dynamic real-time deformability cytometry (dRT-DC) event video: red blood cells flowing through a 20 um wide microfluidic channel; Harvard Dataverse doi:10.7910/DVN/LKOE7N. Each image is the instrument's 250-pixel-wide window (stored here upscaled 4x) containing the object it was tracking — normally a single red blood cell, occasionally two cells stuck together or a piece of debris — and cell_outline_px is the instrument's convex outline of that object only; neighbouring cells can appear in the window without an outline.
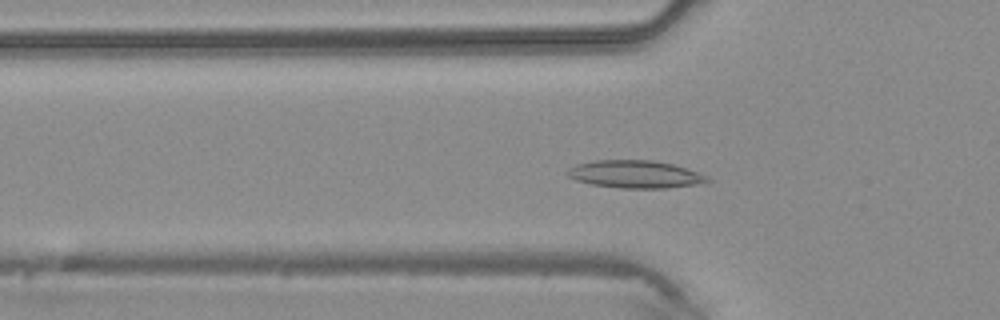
{"species": "common noctule bat (a hibernating species)", "species_latin": "Nyctalus noctula", "temperature_condition": "warm", "stored_images_in_passage": 43, "camera_frame_rate_fps": 3000, "um_per_image_px": 0.085, "animal": {"sex": "male", "body_mass_g": 20.4}, "frame": {"image": 1, "passage_image": 14, "time_ms": 4.333, "image_size_px": [1000, 320], "cell_outline_px": [[712, 180], [704, 184], [668, 188], [620, 188], [592, 184], [576, 180], [568, 176], [564, 172], [568, 168], [576, 164], [592, 160], [652, 160], [672, 164], [708, 176]], "centroid_in_image_um": [53.99, 14.81], "position_along_channel_um": 71.8, "area_um2": 22.72}}
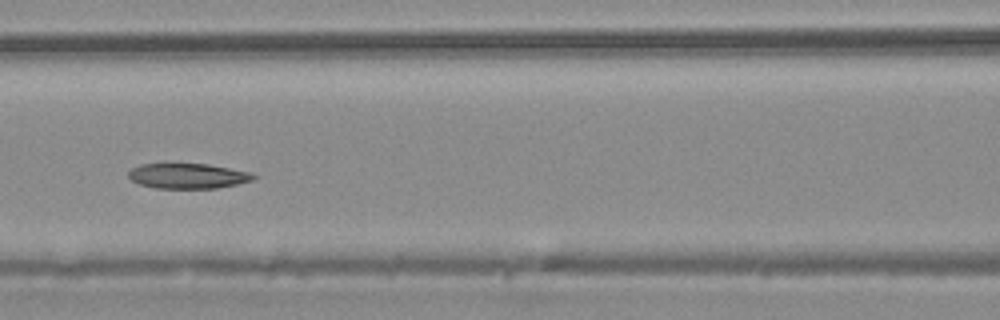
{"frame": {"image": 2, "passage_image": 19, "time_ms": 6.0, "image_size_px": [1000, 320], "cell_outline_px": [[256, 176], [252, 180], [236, 184], [216, 188], [156, 188], [140, 184], [132, 180], [128, 176], [128, 172], [132, 168], [140, 164], [208, 164], [252, 172]], "centroid_in_image_um": [15.97, 14.95], "position_along_channel_um": 150.6, "area_um2": 18.21}}
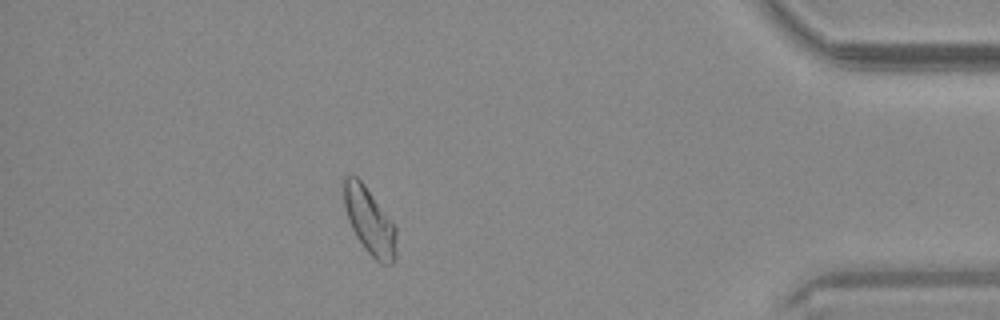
{"frame": {"image": 3, "passage_image": 38, "time_ms": 12.333, "image_size_px": [1000, 320], "cell_outline_px": [[396, 260], [392, 264], [380, 264], [364, 248], [356, 236], [348, 220], [344, 204], [344, 176], [356, 176], [364, 184], [396, 224]], "centroid_in_image_um": [31.45, 18.82], "position_along_channel_um": 403.8, "area_um2": 20.52}}